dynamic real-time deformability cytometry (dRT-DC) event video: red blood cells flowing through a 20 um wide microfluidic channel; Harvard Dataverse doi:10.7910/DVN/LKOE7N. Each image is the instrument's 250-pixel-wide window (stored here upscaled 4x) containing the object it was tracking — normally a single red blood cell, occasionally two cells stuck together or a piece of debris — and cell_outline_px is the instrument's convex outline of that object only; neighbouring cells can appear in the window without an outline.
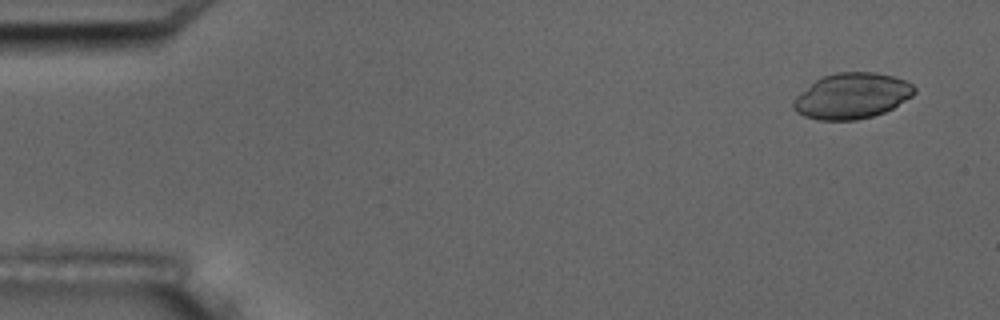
{"species": "common noctule bat (a hibernating species)", "species_latin": "Nyctalus noctula", "temperature_condition": "room temperature", "stored_images_in_passage": 4, "camera_frame_rate_fps": 3000, "um_per_image_px": 0.085, "animal": {"sex": "male", "body_mass_g": 17.5, "forearm_length_mm": 52.3}, "frame": {"image": 1, "passage_image": 1, "time_ms": 0.0, "image_size_px": [1000, 320], "cell_outline_px": [[916, 92], [912, 96], [892, 108], [884, 112], [872, 116], [856, 120], [816, 120], [804, 116], [796, 112], [792, 108], [792, 100], [796, 96], [816, 80], [824, 76], [836, 72], [876, 72], [892, 76], [904, 80], [912, 84], [916, 88]], "centroid_in_image_um": [72.39, 8.16], "position_along_channel_um": 12.6, "area_um2": 32.19}}